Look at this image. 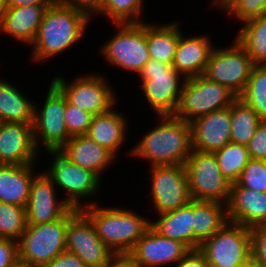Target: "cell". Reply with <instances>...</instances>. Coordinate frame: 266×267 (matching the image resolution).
I'll return each mask as SVG.
<instances>
[{"label":"cell","instance_id":"484cf974","mask_svg":"<svg viewBox=\"0 0 266 267\" xmlns=\"http://www.w3.org/2000/svg\"><path fill=\"white\" fill-rule=\"evenodd\" d=\"M228 222L227 205L193 200V250Z\"/></svg>","mask_w":266,"mask_h":267},{"label":"cell","instance_id":"ac0fdd59","mask_svg":"<svg viewBox=\"0 0 266 267\" xmlns=\"http://www.w3.org/2000/svg\"><path fill=\"white\" fill-rule=\"evenodd\" d=\"M190 125L192 150L214 153L231 142L230 107L200 116Z\"/></svg>","mask_w":266,"mask_h":267},{"label":"cell","instance_id":"8fae6325","mask_svg":"<svg viewBox=\"0 0 266 267\" xmlns=\"http://www.w3.org/2000/svg\"><path fill=\"white\" fill-rule=\"evenodd\" d=\"M42 109L34 106L33 136L37 150L39 143L46 150L59 151L71 138L65 124L66 96L51 82ZM41 141H38V140Z\"/></svg>","mask_w":266,"mask_h":267},{"label":"cell","instance_id":"5b68a950","mask_svg":"<svg viewBox=\"0 0 266 267\" xmlns=\"http://www.w3.org/2000/svg\"><path fill=\"white\" fill-rule=\"evenodd\" d=\"M236 98L226 86L204 75L185 78L173 116L190 123L200 116L230 107Z\"/></svg>","mask_w":266,"mask_h":267},{"label":"cell","instance_id":"f35d334b","mask_svg":"<svg viewBox=\"0 0 266 267\" xmlns=\"http://www.w3.org/2000/svg\"><path fill=\"white\" fill-rule=\"evenodd\" d=\"M252 237V259L258 267H266V224L250 229Z\"/></svg>","mask_w":266,"mask_h":267},{"label":"cell","instance_id":"5bb4252c","mask_svg":"<svg viewBox=\"0 0 266 267\" xmlns=\"http://www.w3.org/2000/svg\"><path fill=\"white\" fill-rule=\"evenodd\" d=\"M55 159L51 164L46 175L53 181L54 185L59 186L67 192L66 201L72 208L81 210L83 205L79 202L83 197L95 194L100 187V179L91 171L82 168L71 162L60 151H49Z\"/></svg>","mask_w":266,"mask_h":267},{"label":"cell","instance_id":"60d3db41","mask_svg":"<svg viewBox=\"0 0 266 267\" xmlns=\"http://www.w3.org/2000/svg\"><path fill=\"white\" fill-rule=\"evenodd\" d=\"M19 260L17 241L0 238V267H8Z\"/></svg>","mask_w":266,"mask_h":267},{"label":"cell","instance_id":"d6a6232c","mask_svg":"<svg viewBox=\"0 0 266 267\" xmlns=\"http://www.w3.org/2000/svg\"><path fill=\"white\" fill-rule=\"evenodd\" d=\"M239 98L266 120V65H254L247 86Z\"/></svg>","mask_w":266,"mask_h":267},{"label":"cell","instance_id":"7c38bea8","mask_svg":"<svg viewBox=\"0 0 266 267\" xmlns=\"http://www.w3.org/2000/svg\"><path fill=\"white\" fill-rule=\"evenodd\" d=\"M66 251L77 255L87 267H104L114 253L101 241L91 220L75 208L68 212Z\"/></svg>","mask_w":266,"mask_h":267},{"label":"cell","instance_id":"4316f807","mask_svg":"<svg viewBox=\"0 0 266 267\" xmlns=\"http://www.w3.org/2000/svg\"><path fill=\"white\" fill-rule=\"evenodd\" d=\"M159 216L157 221H151V228L159 235L182 242L193 250V199L188 204Z\"/></svg>","mask_w":266,"mask_h":267},{"label":"cell","instance_id":"8d00e7d4","mask_svg":"<svg viewBox=\"0 0 266 267\" xmlns=\"http://www.w3.org/2000/svg\"><path fill=\"white\" fill-rule=\"evenodd\" d=\"M223 10L244 23L266 13V0H232Z\"/></svg>","mask_w":266,"mask_h":267},{"label":"cell","instance_id":"83f0119b","mask_svg":"<svg viewBox=\"0 0 266 267\" xmlns=\"http://www.w3.org/2000/svg\"><path fill=\"white\" fill-rule=\"evenodd\" d=\"M34 106L21 91L5 80H0V123L31 124Z\"/></svg>","mask_w":266,"mask_h":267},{"label":"cell","instance_id":"c3c4849f","mask_svg":"<svg viewBox=\"0 0 266 267\" xmlns=\"http://www.w3.org/2000/svg\"><path fill=\"white\" fill-rule=\"evenodd\" d=\"M232 0H214L215 5H219V7L221 8H225Z\"/></svg>","mask_w":266,"mask_h":267},{"label":"cell","instance_id":"ffe728a7","mask_svg":"<svg viewBox=\"0 0 266 267\" xmlns=\"http://www.w3.org/2000/svg\"><path fill=\"white\" fill-rule=\"evenodd\" d=\"M228 222L252 228L266 224V192L231 186L227 204Z\"/></svg>","mask_w":266,"mask_h":267},{"label":"cell","instance_id":"d4e9b609","mask_svg":"<svg viewBox=\"0 0 266 267\" xmlns=\"http://www.w3.org/2000/svg\"><path fill=\"white\" fill-rule=\"evenodd\" d=\"M126 126L125 117L112 108L93 116L86 135L115 156L126 140Z\"/></svg>","mask_w":266,"mask_h":267},{"label":"cell","instance_id":"8992f818","mask_svg":"<svg viewBox=\"0 0 266 267\" xmlns=\"http://www.w3.org/2000/svg\"><path fill=\"white\" fill-rule=\"evenodd\" d=\"M185 169L193 200L229 203L232 183L221 173L214 153L192 150Z\"/></svg>","mask_w":266,"mask_h":267},{"label":"cell","instance_id":"e575fe53","mask_svg":"<svg viewBox=\"0 0 266 267\" xmlns=\"http://www.w3.org/2000/svg\"><path fill=\"white\" fill-rule=\"evenodd\" d=\"M143 0H104L100 13L115 24L143 23L139 20Z\"/></svg>","mask_w":266,"mask_h":267},{"label":"cell","instance_id":"4fadbf2b","mask_svg":"<svg viewBox=\"0 0 266 267\" xmlns=\"http://www.w3.org/2000/svg\"><path fill=\"white\" fill-rule=\"evenodd\" d=\"M52 82L62 91L72 105L93 116L106 113L115 105V93L109 87L106 79L100 75L79 76L69 84L64 77L59 75L54 77Z\"/></svg>","mask_w":266,"mask_h":267},{"label":"cell","instance_id":"3957f363","mask_svg":"<svg viewBox=\"0 0 266 267\" xmlns=\"http://www.w3.org/2000/svg\"><path fill=\"white\" fill-rule=\"evenodd\" d=\"M81 211L91 220L101 241L114 253L130 252L151 227V220L130 210L84 204Z\"/></svg>","mask_w":266,"mask_h":267},{"label":"cell","instance_id":"7a4b0ae2","mask_svg":"<svg viewBox=\"0 0 266 267\" xmlns=\"http://www.w3.org/2000/svg\"><path fill=\"white\" fill-rule=\"evenodd\" d=\"M90 18L79 10L58 2L48 7L32 43L33 59H49L82 38Z\"/></svg>","mask_w":266,"mask_h":267},{"label":"cell","instance_id":"bcb514c9","mask_svg":"<svg viewBox=\"0 0 266 267\" xmlns=\"http://www.w3.org/2000/svg\"><path fill=\"white\" fill-rule=\"evenodd\" d=\"M6 7H26L28 5H53L57 0H5Z\"/></svg>","mask_w":266,"mask_h":267},{"label":"cell","instance_id":"603a6c76","mask_svg":"<svg viewBox=\"0 0 266 267\" xmlns=\"http://www.w3.org/2000/svg\"><path fill=\"white\" fill-rule=\"evenodd\" d=\"M52 5H28L26 7H6L0 32L17 41L32 45L44 13Z\"/></svg>","mask_w":266,"mask_h":267},{"label":"cell","instance_id":"2e32d148","mask_svg":"<svg viewBox=\"0 0 266 267\" xmlns=\"http://www.w3.org/2000/svg\"><path fill=\"white\" fill-rule=\"evenodd\" d=\"M55 188L46 173L41 172L34 177L25 206L27 225L57 221L72 209L66 201H58Z\"/></svg>","mask_w":266,"mask_h":267},{"label":"cell","instance_id":"f907efd6","mask_svg":"<svg viewBox=\"0 0 266 267\" xmlns=\"http://www.w3.org/2000/svg\"><path fill=\"white\" fill-rule=\"evenodd\" d=\"M8 267H29L27 266L24 262H22L21 260H18L17 262H15L14 264H12L11 266Z\"/></svg>","mask_w":266,"mask_h":267},{"label":"cell","instance_id":"4dcf8cb0","mask_svg":"<svg viewBox=\"0 0 266 267\" xmlns=\"http://www.w3.org/2000/svg\"><path fill=\"white\" fill-rule=\"evenodd\" d=\"M244 23L235 39L246 49L255 65H266V13Z\"/></svg>","mask_w":266,"mask_h":267},{"label":"cell","instance_id":"52a82bcc","mask_svg":"<svg viewBox=\"0 0 266 267\" xmlns=\"http://www.w3.org/2000/svg\"><path fill=\"white\" fill-rule=\"evenodd\" d=\"M141 87L149 105L158 116L174 115L185 77L171 64L150 59L139 73ZM183 82L180 83V78ZM180 84V86H179Z\"/></svg>","mask_w":266,"mask_h":267},{"label":"cell","instance_id":"9a60e30c","mask_svg":"<svg viewBox=\"0 0 266 267\" xmlns=\"http://www.w3.org/2000/svg\"><path fill=\"white\" fill-rule=\"evenodd\" d=\"M151 170L152 203L157 214L176 210L192 200L185 165H156Z\"/></svg>","mask_w":266,"mask_h":267},{"label":"cell","instance_id":"44dd1931","mask_svg":"<svg viewBox=\"0 0 266 267\" xmlns=\"http://www.w3.org/2000/svg\"><path fill=\"white\" fill-rule=\"evenodd\" d=\"M211 40L205 35L185 38L180 32L172 66L185 78L203 75L213 51Z\"/></svg>","mask_w":266,"mask_h":267},{"label":"cell","instance_id":"b9f144b4","mask_svg":"<svg viewBox=\"0 0 266 267\" xmlns=\"http://www.w3.org/2000/svg\"><path fill=\"white\" fill-rule=\"evenodd\" d=\"M104 0H57L58 3L84 12L89 18L93 12L100 13Z\"/></svg>","mask_w":266,"mask_h":267},{"label":"cell","instance_id":"74e56055","mask_svg":"<svg viewBox=\"0 0 266 267\" xmlns=\"http://www.w3.org/2000/svg\"><path fill=\"white\" fill-rule=\"evenodd\" d=\"M64 116L67 131L71 137L77 135H86L89 126L91 125L93 115L75 105H72L66 98V109Z\"/></svg>","mask_w":266,"mask_h":267},{"label":"cell","instance_id":"ba28073f","mask_svg":"<svg viewBox=\"0 0 266 267\" xmlns=\"http://www.w3.org/2000/svg\"><path fill=\"white\" fill-rule=\"evenodd\" d=\"M199 250L209 267H237L252 259L250 228L227 222L206 239Z\"/></svg>","mask_w":266,"mask_h":267},{"label":"cell","instance_id":"7dc6e473","mask_svg":"<svg viewBox=\"0 0 266 267\" xmlns=\"http://www.w3.org/2000/svg\"><path fill=\"white\" fill-rule=\"evenodd\" d=\"M5 9H6L5 0H0V29H1L3 21H4Z\"/></svg>","mask_w":266,"mask_h":267},{"label":"cell","instance_id":"ab89813d","mask_svg":"<svg viewBox=\"0 0 266 267\" xmlns=\"http://www.w3.org/2000/svg\"><path fill=\"white\" fill-rule=\"evenodd\" d=\"M247 149L250 159L266 161V120H263L256 128Z\"/></svg>","mask_w":266,"mask_h":267},{"label":"cell","instance_id":"9c48e42d","mask_svg":"<svg viewBox=\"0 0 266 267\" xmlns=\"http://www.w3.org/2000/svg\"><path fill=\"white\" fill-rule=\"evenodd\" d=\"M254 65L246 49L234 39L232 46L213 48L203 75L226 86L239 97L247 86Z\"/></svg>","mask_w":266,"mask_h":267},{"label":"cell","instance_id":"1f68e13d","mask_svg":"<svg viewBox=\"0 0 266 267\" xmlns=\"http://www.w3.org/2000/svg\"><path fill=\"white\" fill-rule=\"evenodd\" d=\"M214 155L221 173L232 184L239 180L242 170L250 160L247 146L232 142L214 152Z\"/></svg>","mask_w":266,"mask_h":267},{"label":"cell","instance_id":"d590c367","mask_svg":"<svg viewBox=\"0 0 266 267\" xmlns=\"http://www.w3.org/2000/svg\"><path fill=\"white\" fill-rule=\"evenodd\" d=\"M232 186H243L258 192H266V161L250 159L241 176Z\"/></svg>","mask_w":266,"mask_h":267},{"label":"cell","instance_id":"f6af8a7d","mask_svg":"<svg viewBox=\"0 0 266 267\" xmlns=\"http://www.w3.org/2000/svg\"><path fill=\"white\" fill-rule=\"evenodd\" d=\"M104 267H141L129 252L113 253Z\"/></svg>","mask_w":266,"mask_h":267},{"label":"cell","instance_id":"7bdbcfd3","mask_svg":"<svg viewBox=\"0 0 266 267\" xmlns=\"http://www.w3.org/2000/svg\"><path fill=\"white\" fill-rule=\"evenodd\" d=\"M44 267H87L84 262L75 254L64 251L54 257Z\"/></svg>","mask_w":266,"mask_h":267},{"label":"cell","instance_id":"ee69618b","mask_svg":"<svg viewBox=\"0 0 266 267\" xmlns=\"http://www.w3.org/2000/svg\"><path fill=\"white\" fill-rule=\"evenodd\" d=\"M174 267H209L205 255L199 250H190Z\"/></svg>","mask_w":266,"mask_h":267},{"label":"cell","instance_id":"cb8c5ba5","mask_svg":"<svg viewBox=\"0 0 266 267\" xmlns=\"http://www.w3.org/2000/svg\"><path fill=\"white\" fill-rule=\"evenodd\" d=\"M33 166L0 164V202L26 206L35 177Z\"/></svg>","mask_w":266,"mask_h":267},{"label":"cell","instance_id":"6da1fadb","mask_svg":"<svg viewBox=\"0 0 266 267\" xmlns=\"http://www.w3.org/2000/svg\"><path fill=\"white\" fill-rule=\"evenodd\" d=\"M160 123L130 153L156 165H185L192 151L191 125L173 115L159 116Z\"/></svg>","mask_w":266,"mask_h":267},{"label":"cell","instance_id":"7402d4cb","mask_svg":"<svg viewBox=\"0 0 266 267\" xmlns=\"http://www.w3.org/2000/svg\"><path fill=\"white\" fill-rule=\"evenodd\" d=\"M59 151L71 162L93 172L99 179L115 157L87 135L71 137Z\"/></svg>","mask_w":266,"mask_h":267},{"label":"cell","instance_id":"277c9868","mask_svg":"<svg viewBox=\"0 0 266 267\" xmlns=\"http://www.w3.org/2000/svg\"><path fill=\"white\" fill-rule=\"evenodd\" d=\"M68 213L61 219L27 225L17 240L18 257L29 267H44L54 257L66 251Z\"/></svg>","mask_w":266,"mask_h":267},{"label":"cell","instance_id":"f546056e","mask_svg":"<svg viewBox=\"0 0 266 267\" xmlns=\"http://www.w3.org/2000/svg\"><path fill=\"white\" fill-rule=\"evenodd\" d=\"M230 114L231 142L247 146L263 121L262 117L239 97L230 105Z\"/></svg>","mask_w":266,"mask_h":267},{"label":"cell","instance_id":"d6986e66","mask_svg":"<svg viewBox=\"0 0 266 267\" xmlns=\"http://www.w3.org/2000/svg\"><path fill=\"white\" fill-rule=\"evenodd\" d=\"M38 151L31 124L0 123V164H34Z\"/></svg>","mask_w":266,"mask_h":267},{"label":"cell","instance_id":"30bf717a","mask_svg":"<svg viewBox=\"0 0 266 267\" xmlns=\"http://www.w3.org/2000/svg\"><path fill=\"white\" fill-rule=\"evenodd\" d=\"M119 32L102 47L111 65L140 73L151 59L146 40V23L116 24Z\"/></svg>","mask_w":266,"mask_h":267},{"label":"cell","instance_id":"f1b7e54d","mask_svg":"<svg viewBox=\"0 0 266 267\" xmlns=\"http://www.w3.org/2000/svg\"><path fill=\"white\" fill-rule=\"evenodd\" d=\"M177 24L156 26L146 23V40L151 59L172 65L180 38Z\"/></svg>","mask_w":266,"mask_h":267},{"label":"cell","instance_id":"836d02e7","mask_svg":"<svg viewBox=\"0 0 266 267\" xmlns=\"http://www.w3.org/2000/svg\"><path fill=\"white\" fill-rule=\"evenodd\" d=\"M26 227L25 207L0 202V238L17 241Z\"/></svg>","mask_w":266,"mask_h":267},{"label":"cell","instance_id":"681fc988","mask_svg":"<svg viewBox=\"0 0 266 267\" xmlns=\"http://www.w3.org/2000/svg\"><path fill=\"white\" fill-rule=\"evenodd\" d=\"M237 267H258L253 259Z\"/></svg>","mask_w":266,"mask_h":267},{"label":"cell","instance_id":"e0dca14e","mask_svg":"<svg viewBox=\"0 0 266 267\" xmlns=\"http://www.w3.org/2000/svg\"><path fill=\"white\" fill-rule=\"evenodd\" d=\"M191 249L182 242L163 237L151 227L129 252L141 267L176 264Z\"/></svg>","mask_w":266,"mask_h":267}]
</instances>
